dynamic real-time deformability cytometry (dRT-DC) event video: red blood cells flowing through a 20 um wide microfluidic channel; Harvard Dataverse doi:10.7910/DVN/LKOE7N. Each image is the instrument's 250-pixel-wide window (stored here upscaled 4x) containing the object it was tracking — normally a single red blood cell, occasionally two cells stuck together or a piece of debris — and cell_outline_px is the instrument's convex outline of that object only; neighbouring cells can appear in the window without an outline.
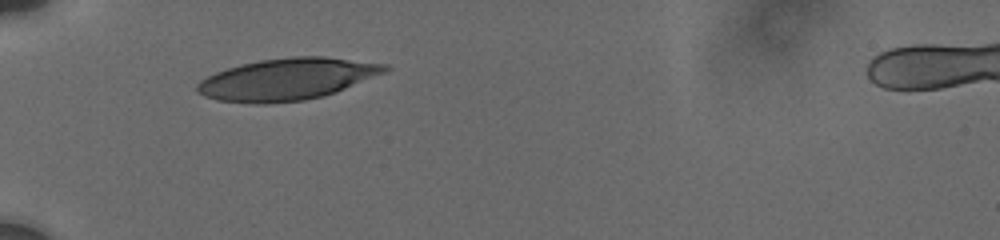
{"species": "human", "species_latin": "Homo sapiens", "temperature_condition": "cold", "stored_images_in_passage": 3, "camera_frame_rate_fps": 3000, "um_per_image_px": 0.085, "donor": {"sex": "male"}, "frame": {"image": 1, "passage_image": 1, "time_ms": 0.0, "image_size_px": [1000, 240], "cell_outline_px": [[392, 68], [384, 72], [336, 92], [324, 96], [304, 100], [264, 104], [260, 104], [216, 100], [204, 96], [196, 92], [196, 84], [200, 80], [216, 72], [240, 64], [260, 60], [292, 56], [324, 56], [388, 64]], "centroid_in_image_um": [24.39, 6.73], "position_along_channel_um": 60.6, "area_um2": 45.72}}
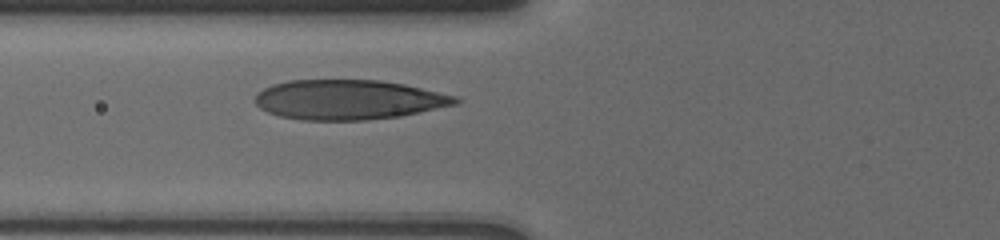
{"frame": {"image": 2, "passage_image": 3, "time_ms": 1.333, "image_size_px": [1000, 240], "cell_outline_px": [[464, 100], [456, 104], [400, 116], [364, 120], [304, 120], [280, 116], [268, 112], [260, 108], [252, 100], [256, 92], [272, 84], [288, 80], [380, 80], [404, 84], [460, 96]], "centroid_in_image_um": [29.62, 8.46], "position_along_channel_um": 96.2, "area_um2": 46.76}}